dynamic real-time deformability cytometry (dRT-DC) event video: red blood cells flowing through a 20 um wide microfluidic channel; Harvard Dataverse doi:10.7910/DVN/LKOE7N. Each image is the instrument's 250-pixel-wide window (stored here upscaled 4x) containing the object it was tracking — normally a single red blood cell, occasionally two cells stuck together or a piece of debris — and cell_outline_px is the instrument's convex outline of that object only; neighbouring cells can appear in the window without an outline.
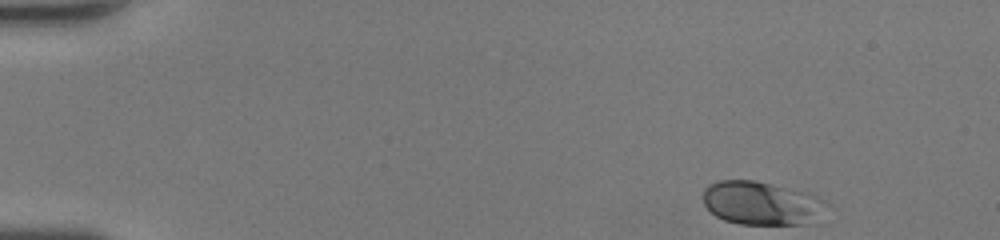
{"species": "human", "species_latin": "Homo sapiens", "temperature_condition": "room temperature", "stored_images_in_passage": 43, "camera_frame_rate_fps": 3000, "um_per_image_px": 0.085, "donor": {"sex": "female"}, "frame": {"image": 1, "passage_image": 1, "time_ms": 0.0, "image_size_px": [1000, 240], "cell_outline_px": [[824, 200], [808, 224], [740, 224], [724, 220], [716, 216], [704, 204], [704, 188], [708, 184], [716, 180], [756, 180], [772, 184], [816, 196]], "centroid_in_image_um": [64.55, 17.25], "position_along_channel_um": 20.4, "area_um2": 30.23}}
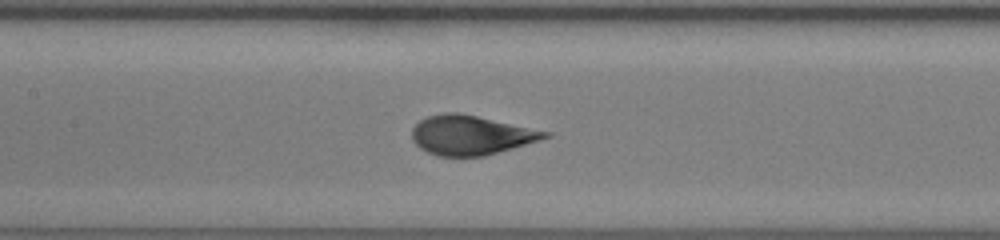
{"frame": {"image": 2, "passage_image": 19, "time_ms": 6.0, "image_size_px": [1000, 240], "cell_outline_px": [[552, 136], [540, 140], [484, 156], [436, 156], [420, 148], [412, 140], [412, 128], [420, 120], [428, 116], [444, 112], [452, 112], [476, 116], [552, 132]], "centroid_in_image_um": [40.02, 11.49], "position_along_channel_um": 167.4, "area_um2": 30.35}}
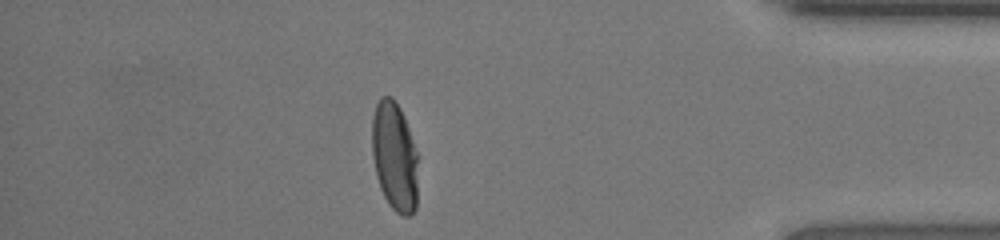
{"frame": {"image": 3, "passage_image": 37, "time_ms": 12.0, "image_size_px": [1000, 240], "cell_outline_px": [[416, 208], [408, 216], [404, 216], [396, 212], [388, 204], [380, 188], [376, 176], [372, 152], [372, 116], [376, 104], [380, 96], [392, 96], [400, 108], [404, 116], [416, 152]], "centroid_in_image_um": [33.5, 13.28], "position_along_channel_um": 401.7, "area_um2": 29.07}, "authors_computed_cell_mechanics": {"area_um2": 30.2294, "velocity_mm_per_s": 4.4395, "shape_relaxation_time_tau1_ms": 3.1673, "shape_relaxation_time_tau2_ms": null, "deformation_change_tau1": 0.1697, "deformation_change_tau2": null}}